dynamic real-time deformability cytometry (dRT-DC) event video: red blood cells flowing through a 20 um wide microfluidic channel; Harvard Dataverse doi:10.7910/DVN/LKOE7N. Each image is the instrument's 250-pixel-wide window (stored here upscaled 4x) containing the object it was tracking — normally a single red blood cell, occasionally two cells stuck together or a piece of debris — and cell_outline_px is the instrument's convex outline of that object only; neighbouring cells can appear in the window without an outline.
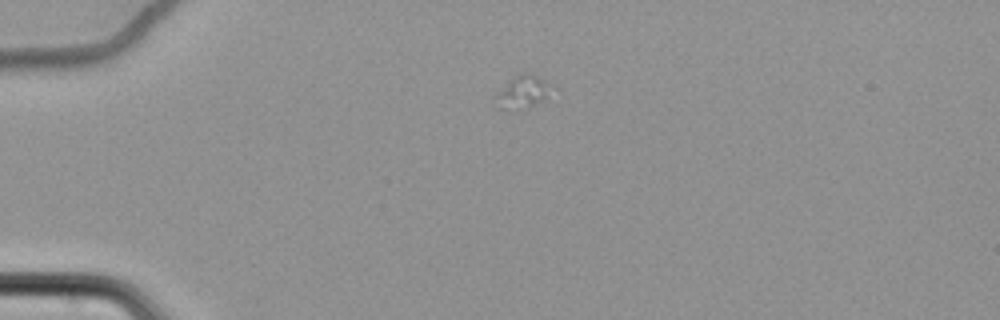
{"species": "common noctule bat (a hibernating species)", "species_latin": "Nyctalus noctula", "temperature_condition": "cold", "stored_images_in_passage": 7, "camera_frame_rate_fps": 3000, "um_per_image_px": 0.085, "animal": {"sex": "female", "body_mass_g": 22.7, "forearm_length_mm": 54.2}, "frame": {"image": 1, "passage_image": 2, "time_ms": 0.333, "image_size_px": [1000, 320], "cell_outline_px": [[556, 88], [544, 100], [528, 108], [496, 108], [496, 96], [516, 76], [524, 72], [532, 72], [548, 80]], "centroid_in_image_um": [44.58, 7.79], "position_along_channel_um": 40.4, "area_um2": 10.64}}